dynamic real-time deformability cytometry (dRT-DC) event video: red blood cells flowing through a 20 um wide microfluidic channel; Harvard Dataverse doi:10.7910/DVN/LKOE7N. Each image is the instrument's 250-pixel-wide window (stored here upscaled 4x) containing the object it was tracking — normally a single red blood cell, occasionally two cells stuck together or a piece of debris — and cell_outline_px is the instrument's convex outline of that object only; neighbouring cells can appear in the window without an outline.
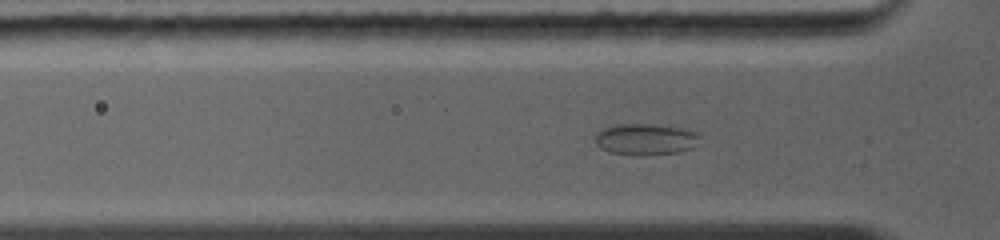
{"species": "common noctule bat (a hibernating species)", "species_latin": "Nyctalus noctula", "temperature_condition": "warm", "stored_images_in_passage": 37, "camera_frame_rate_fps": 5000, "um_per_image_px": 0.085, "animal": {"sex": "female", "body_mass_g": 19.0, "forearm_length_mm": 56.7}, "frame": {"image": 1, "passage_image": 8, "time_ms": 2.4, "image_size_px": [1000, 240], "cell_outline_px": [[700, 136], [692, 148], [680, 152], [640, 156], [632, 156], [608, 152], [600, 148], [596, 144], [596, 136], [604, 128], [620, 124], [652, 124], [680, 128], [696, 132]], "centroid_in_image_um": [54.86, 11.86], "position_along_channel_um": 70.9, "area_um2": 19.07}}
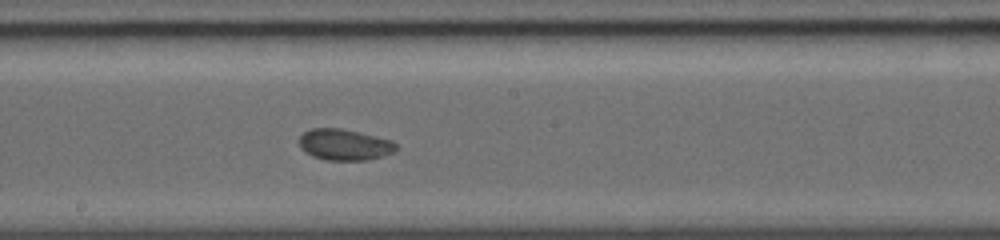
{"frame": {"image": 2, "passage_image": 19, "time_ms": 5.8, "image_size_px": [1000, 240], "cell_outline_px": [[400, 148], [396, 152], [384, 156], [368, 160], [324, 160], [312, 156], [304, 152], [300, 148], [300, 136], [304, 132], [312, 128], [340, 128], [360, 132], [392, 140]], "centroid_in_image_um": [29.32, 12.3], "position_along_channel_um": 218.9, "area_um2": 17.92}}
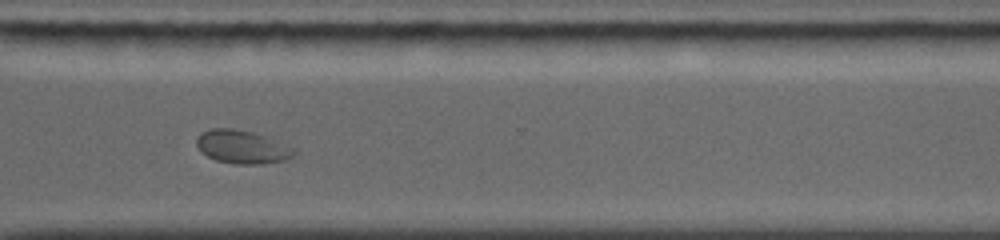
{"frame": {"image": 3, "passage_image": 35, "time_ms": 8.8, "image_size_px": [1000, 240], "cell_outline_px": [[296, 152], [292, 156], [284, 160], [264, 164], [236, 164], [216, 160], [200, 152], [196, 144], [196, 140], [200, 132], [212, 128], [232, 128], [252, 132], [264, 136], [292, 148]], "centroid_in_image_um": [20.51, 12.49], "position_along_channel_um": 350.1, "area_um2": 18.73}, "authors_computed_cell_mechanics": {"area_um2": 17.4556, "velocity_mm_per_s": 4.3544, "shape_relaxation_time_tau1_ms": null, "shape_relaxation_time_tau2_ms": 0.7844, "deformation_change_tau1": null, "deformation_change_tau2": 0.046}}